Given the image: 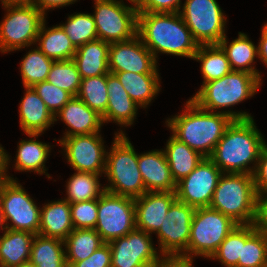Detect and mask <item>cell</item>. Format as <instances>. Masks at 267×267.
Wrapping results in <instances>:
<instances>
[{"label": "cell", "instance_id": "1", "mask_svg": "<svg viewBox=\"0 0 267 267\" xmlns=\"http://www.w3.org/2000/svg\"><path fill=\"white\" fill-rule=\"evenodd\" d=\"M251 118L247 112L208 111L189 99L183 113L168 119L166 123L177 139L203 157H210L233 120Z\"/></svg>", "mask_w": 267, "mask_h": 267}, {"label": "cell", "instance_id": "2", "mask_svg": "<svg viewBox=\"0 0 267 267\" xmlns=\"http://www.w3.org/2000/svg\"><path fill=\"white\" fill-rule=\"evenodd\" d=\"M265 145L253 118L233 120L209 158L223 173L253 175ZM249 163H253L254 168L247 167Z\"/></svg>", "mask_w": 267, "mask_h": 267}, {"label": "cell", "instance_id": "3", "mask_svg": "<svg viewBox=\"0 0 267 267\" xmlns=\"http://www.w3.org/2000/svg\"><path fill=\"white\" fill-rule=\"evenodd\" d=\"M137 35L155 59L159 52L193 59L199 44L180 13H138Z\"/></svg>", "mask_w": 267, "mask_h": 267}, {"label": "cell", "instance_id": "4", "mask_svg": "<svg viewBox=\"0 0 267 267\" xmlns=\"http://www.w3.org/2000/svg\"><path fill=\"white\" fill-rule=\"evenodd\" d=\"M256 204L257 191L252 174L223 173L209 207L237 224H254Z\"/></svg>", "mask_w": 267, "mask_h": 267}, {"label": "cell", "instance_id": "5", "mask_svg": "<svg viewBox=\"0 0 267 267\" xmlns=\"http://www.w3.org/2000/svg\"><path fill=\"white\" fill-rule=\"evenodd\" d=\"M120 131L115 134L110 152L106 155L104 175L110 184L104 188L107 192L135 199L146 190L138 167V154L128 137Z\"/></svg>", "mask_w": 267, "mask_h": 267}, {"label": "cell", "instance_id": "6", "mask_svg": "<svg viewBox=\"0 0 267 267\" xmlns=\"http://www.w3.org/2000/svg\"><path fill=\"white\" fill-rule=\"evenodd\" d=\"M261 84V80L253 74L231 71L219 79L203 83L190 99L199 107L216 112L213 110L228 108L252 97Z\"/></svg>", "mask_w": 267, "mask_h": 267}, {"label": "cell", "instance_id": "7", "mask_svg": "<svg viewBox=\"0 0 267 267\" xmlns=\"http://www.w3.org/2000/svg\"><path fill=\"white\" fill-rule=\"evenodd\" d=\"M238 224L210 207L195 209L185 258L202 255L211 258L220 244Z\"/></svg>", "mask_w": 267, "mask_h": 267}, {"label": "cell", "instance_id": "8", "mask_svg": "<svg viewBox=\"0 0 267 267\" xmlns=\"http://www.w3.org/2000/svg\"><path fill=\"white\" fill-rule=\"evenodd\" d=\"M40 211V207L36 206L16 179H7L0 185V228L2 231L6 228L38 234ZM8 220L12 223L9 224Z\"/></svg>", "mask_w": 267, "mask_h": 267}, {"label": "cell", "instance_id": "9", "mask_svg": "<svg viewBox=\"0 0 267 267\" xmlns=\"http://www.w3.org/2000/svg\"><path fill=\"white\" fill-rule=\"evenodd\" d=\"M3 8L7 14L0 24V51L6 53L36 44L45 15L35 6Z\"/></svg>", "mask_w": 267, "mask_h": 267}, {"label": "cell", "instance_id": "10", "mask_svg": "<svg viewBox=\"0 0 267 267\" xmlns=\"http://www.w3.org/2000/svg\"><path fill=\"white\" fill-rule=\"evenodd\" d=\"M118 0H95L93 14L98 39L113 43L126 41L137 35L138 9Z\"/></svg>", "mask_w": 267, "mask_h": 267}, {"label": "cell", "instance_id": "11", "mask_svg": "<svg viewBox=\"0 0 267 267\" xmlns=\"http://www.w3.org/2000/svg\"><path fill=\"white\" fill-rule=\"evenodd\" d=\"M94 229L104 243L126 236L135 230L134 198L105 191L98 198V217Z\"/></svg>", "mask_w": 267, "mask_h": 267}, {"label": "cell", "instance_id": "12", "mask_svg": "<svg viewBox=\"0 0 267 267\" xmlns=\"http://www.w3.org/2000/svg\"><path fill=\"white\" fill-rule=\"evenodd\" d=\"M180 15L199 45L218 44L225 35L226 18L216 0H186Z\"/></svg>", "mask_w": 267, "mask_h": 267}, {"label": "cell", "instance_id": "13", "mask_svg": "<svg viewBox=\"0 0 267 267\" xmlns=\"http://www.w3.org/2000/svg\"><path fill=\"white\" fill-rule=\"evenodd\" d=\"M223 172L209 157L185 178L176 183V199L197 209L209 207Z\"/></svg>", "mask_w": 267, "mask_h": 267}, {"label": "cell", "instance_id": "14", "mask_svg": "<svg viewBox=\"0 0 267 267\" xmlns=\"http://www.w3.org/2000/svg\"><path fill=\"white\" fill-rule=\"evenodd\" d=\"M111 267H155L161 259L149 233L135 229L108 243Z\"/></svg>", "mask_w": 267, "mask_h": 267}, {"label": "cell", "instance_id": "15", "mask_svg": "<svg viewBox=\"0 0 267 267\" xmlns=\"http://www.w3.org/2000/svg\"><path fill=\"white\" fill-rule=\"evenodd\" d=\"M195 208L176 199L156 232L161 256H181L188 248Z\"/></svg>", "mask_w": 267, "mask_h": 267}, {"label": "cell", "instance_id": "16", "mask_svg": "<svg viewBox=\"0 0 267 267\" xmlns=\"http://www.w3.org/2000/svg\"><path fill=\"white\" fill-rule=\"evenodd\" d=\"M58 143L65 150L69 164L77 172H91L98 175L105 172L107 152L99 132L62 137Z\"/></svg>", "mask_w": 267, "mask_h": 267}, {"label": "cell", "instance_id": "17", "mask_svg": "<svg viewBox=\"0 0 267 267\" xmlns=\"http://www.w3.org/2000/svg\"><path fill=\"white\" fill-rule=\"evenodd\" d=\"M110 72L158 73L157 59L138 35L109 45Z\"/></svg>", "mask_w": 267, "mask_h": 267}, {"label": "cell", "instance_id": "18", "mask_svg": "<svg viewBox=\"0 0 267 267\" xmlns=\"http://www.w3.org/2000/svg\"><path fill=\"white\" fill-rule=\"evenodd\" d=\"M175 200V192H145L135 198L136 229L156 233Z\"/></svg>", "mask_w": 267, "mask_h": 267}, {"label": "cell", "instance_id": "19", "mask_svg": "<svg viewBox=\"0 0 267 267\" xmlns=\"http://www.w3.org/2000/svg\"><path fill=\"white\" fill-rule=\"evenodd\" d=\"M138 167L146 192H175L176 182L163 150L138 155Z\"/></svg>", "mask_w": 267, "mask_h": 267}, {"label": "cell", "instance_id": "20", "mask_svg": "<svg viewBox=\"0 0 267 267\" xmlns=\"http://www.w3.org/2000/svg\"><path fill=\"white\" fill-rule=\"evenodd\" d=\"M60 118L70 128L64 137L87 135L100 132L102 116L92 110L78 97H72L63 108L54 115V121Z\"/></svg>", "mask_w": 267, "mask_h": 267}, {"label": "cell", "instance_id": "21", "mask_svg": "<svg viewBox=\"0 0 267 267\" xmlns=\"http://www.w3.org/2000/svg\"><path fill=\"white\" fill-rule=\"evenodd\" d=\"M108 104L102 116L103 123L113 121L119 125H132L139 105L134 102L115 74L106 75Z\"/></svg>", "mask_w": 267, "mask_h": 267}, {"label": "cell", "instance_id": "22", "mask_svg": "<svg viewBox=\"0 0 267 267\" xmlns=\"http://www.w3.org/2000/svg\"><path fill=\"white\" fill-rule=\"evenodd\" d=\"M24 88L26 93L19 106L20 126L25 134L35 138L54 124V115L33 87Z\"/></svg>", "mask_w": 267, "mask_h": 267}, {"label": "cell", "instance_id": "23", "mask_svg": "<svg viewBox=\"0 0 267 267\" xmlns=\"http://www.w3.org/2000/svg\"><path fill=\"white\" fill-rule=\"evenodd\" d=\"M73 230L70 203L67 200L51 201L41 208L38 234L64 240Z\"/></svg>", "mask_w": 267, "mask_h": 267}, {"label": "cell", "instance_id": "24", "mask_svg": "<svg viewBox=\"0 0 267 267\" xmlns=\"http://www.w3.org/2000/svg\"><path fill=\"white\" fill-rule=\"evenodd\" d=\"M109 45L110 43L97 39L77 48L73 60L82 79L110 73Z\"/></svg>", "mask_w": 267, "mask_h": 267}, {"label": "cell", "instance_id": "25", "mask_svg": "<svg viewBox=\"0 0 267 267\" xmlns=\"http://www.w3.org/2000/svg\"><path fill=\"white\" fill-rule=\"evenodd\" d=\"M0 236V267H17L30 260L34 234L4 228Z\"/></svg>", "mask_w": 267, "mask_h": 267}, {"label": "cell", "instance_id": "26", "mask_svg": "<svg viewBox=\"0 0 267 267\" xmlns=\"http://www.w3.org/2000/svg\"><path fill=\"white\" fill-rule=\"evenodd\" d=\"M115 74L131 99L147 107L160 91L159 73L110 72Z\"/></svg>", "mask_w": 267, "mask_h": 267}, {"label": "cell", "instance_id": "27", "mask_svg": "<svg viewBox=\"0 0 267 267\" xmlns=\"http://www.w3.org/2000/svg\"><path fill=\"white\" fill-rule=\"evenodd\" d=\"M225 36L218 45L225 52L232 71H244L257 76L261 80L259 71L251 65L258 56V46H255L245 33L239 32L238 38L230 42Z\"/></svg>", "mask_w": 267, "mask_h": 267}, {"label": "cell", "instance_id": "28", "mask_svg": "<svg viewBox=\"0 0 267 267\" xmlns=\"http://www.w3.org/2000/svg\"><path fill=\"white\" fill-rule=\"evenodd\" d=\"M169 164L171 175L177 183L187 177L204 157L191 149L187 144L177 139L173 134L163 150Z\"/></svg>", "mask_w": 267, "mask_h": 267}, {"label": "cell", "instance_id": "29", "mask_svg": "<svg viewBox=\"0 0 267 267\" xmlns=\"http://www.w3.org/2000/svg\"><path fill=\"white\" fill-rule=\"evenodd\" d=\"M44 20L40 26L36 42L37 48L54 61L73 59L77 48L60 25L46 28Z\"/></svg>", "mask_w": 267, "mask_h": 267}, {"label": "cell", "instance_id": "30", "mask_svg": "<svg viewBox=\"0 0 267 267\" xmlns=\"http://www.w3.org/2000/svg\"><path fill=\"white\" fill-rule=\"evenodd\" d=\"M62 246H65L62 239L36 234L29 261L37 267H68Z\"/></svg>", "mask_w": 267, "mask_h": 267}, {"label": "cell", "instance_id": "31", "mask_svg": "<svg viewBox=\"0 0 267 267\" xmlns=\"http://www.w3.org/2000/svg\"><path fill=\"white\" fill-rule=\"evenodd\" d=\"M103 244L95 229H74L64 239L66 263L85 260Z\"/></svg>", "mask_w": 267, "mask_h": 267}, {"label": "cell", "instance_id": "32", "mask_svg": "<svg viewBox=\"0 0 267 267\" xmlns=\"http://www.w3.org/2000/svg\"><path fill=\"white\" fill-rule=\"evenodd\" d=\"M193 59L202 63L203 83L219 79L232 71L225 52L218 44L199 45Z\"/></svg>", "mask_w": 267, "mask_h": 267}, {"label": "cell", "instance_id": "33", "mask_svg": "<svg viewBox=\"0 0 267 267\" xmlns=\"http://www.w3.org/2000/svg\"><path fill=\"white\" fill-rule=\"evenodd\" d=\"M256 230L257 228L254 224H238L210 259H218L226 267H238L242 245Z\"/></svg>", "mask_w": 267, "mask_h": 267}, {"label": "cell", "instance_id": "34", "mask_svg": "<svg viewBox=\"0 0 267 267\" xmlns=\"http://www.w3.org/2000/svg\"><path fill=\"white\" fill-rule=\"evenodd\" d=\"M50 145L36 141L34 138L30 140H21L18 145L15 169L18 171H35L34 173H46L45 162L50 152Z\"/></svg>", "mask_w": 267, "mask_h": 267}, {"label": "cell", "instance_id": "35", "mask_svg": "<svg viewBox=\"0 0 267 267\" xmlns=\"http://www.w3.org/2000/svg\"><path fill=\"white\" fill-rule=\"evenodd\" d=\"M99 176L102 175L76 171L67 183L66 191L68 196L65 200L72 204L98 199L105 192L104 187L100 188Z\"/></svg>", "mask_w": 267, "mask_h": 267}, {"label": "cell", "instance_id": "36", "mask_svg": "<svg viewBox=\"0 0 267 267\" xmlns=\"http://www.w3.org/2000/svg\"><path fill=\"white\" fill-rule=\"evenodd\" d=\"M76 97L103 116L108 104L106 75L82 79Z\"/></svg>", "mask_w": 267, "mask_h": 267}, {"label": "cell", "instance_id": "37", "mask_svg": "<svg viewBox=\"0 0 267 267\" xmlns=\"http://www.w3.org/2000/svg\"><path fill=\"white\" fill-rule=\"evenodd\" d=\"M53 62L38 48L29 51L20 64L24 87H33L36 83L47 81Z\"/></svg>", "mask_w": 267, "mask_h": 267}, {"label": "cell", "instance_id": "38", "mask_svg": "<svg viewBox=\"0 0 267 267\" xmlns=\"http://www.w3.org/2000/svg\"><path fill=\"white\" fill-rule=\"evenodd\" d=\"M76 48L98 39L93 15L77 13L68 17L67 23L60 24Z\"/></svg>", "mask_w": 267, "mask_h": 267}, {"label": "cell", "instance_id": "39", "mask_svg": "<svg viewBox=\"0 0 267 267\" xmlns=\"http://www.w3.org/2000/svg\"><path fill=\"white\" fill-rule=\"evenodd\" d=\"M81 76L73 59L54 61L48 73L47 81L76 97Z\"/></svg>", "mask_w": 267, "mask_h": 267}, {"label": "cell", "instance_id": "40", "mask_svg": "<svg viewBox=\"0 0 267 267\" xmlns=\"http://www.w3.org/2000/svg\"><path fill=\"white\" fill-rule=\"evenodd\" d=\"M238 267H267V234L257 229L245 241Z\"/></svg>", "mask_w": 267, "mask_h": 267}, {"label": "cell", "instance_id": "41", "mask_svg": "<svg viewBox=\"0 0 267 267\" xmlns=\"http://www.w3.org/2000/svg\"><path fill=\"white\" fill-rule=\"evenodd\" d=\"M33 88L53 115L57 114L73 97L69 92L62 90L48 81L36 83Z\"/></svg>", "mask_w": 267, "mask_h": 267}, {"label": "cell", "instance_id": "42", "mask_svg": "<svg viewBox=\"0 0 267 267\" xmlns=\"http://www.w3.org/2000/svg\"><path fill=\"white\" fill-rule=\"evenodd\" d=\"M74 229H94L98 217V199L70 204Z\"/></svg>", "mask_w": 267, "mask_h": 267}, {"label": "cell", "instance_id": "43", "mask_svg": "<svg viewBox=\"0 0 267 267\" xmlns=\"http://www.w3.org/2000/svg\"><path fill=\"white\" fill-rule=\"evenodd\" d=\"M68 267H111V249L108 243H104L88 258L75 263H67Z\"/></svg>", "mask_w": 267, "mask_h": 267}, {"label": "cell", "instance_id": "44", "mask_svg": "<svg viewBox=\"0 0 267 267\" xmlns=\"http://www.w3.org/2000/svg\"><path fill=\"white\" fill-rule=\"evenodd\" d=\"M181 0H144L138 7V13H178Z\"/></svg>", "mask_w": 267, "mask_h": 267}, {"label": "cell", "instance_id": "45", "mask_svg": "<svg viewBox=\"0 0 267 267\" xmlns=\"http://www.w3.org/2000/svg\"><path fill=\"white\" fill-rule=\"evenodd\" d=\"M253 176L257 193L267 192V144L261 150Z\"/></svg>", "mask_w": 267, "mask_h": 267}, {"label": "cell", "instance_id": "46", "mask_svg": "<svg viewBox=\"0 0 267 267\" xmlns=\"http://www.w3.org/2000/svg\"><path fill=\"white\" fill-rule=\"evenodd\" d=\"M254 225L258 230L267 234V192L257 193Z\"/></svg>", "mask_w": 267, "mask_h": 267}, {"label": "cell", "instance_id": "47", "mask_svg": "<svg viewBox=\"0 0 267 267\" xmlns=\"http://www.w3.org/2000/svg\"><path fill=\"white\" fill-rule=\"evenodd\" d=\"M192 258L182 256H163L155 267H193Z\"/></svg>", "mask_w": 267, "mask_h": 267}, {"label": "cell", "instance_id": "48", "mask_svg": "<svg viewBox=\"0 0 267 267\" xmlns=\"http://www.w3.org/2000/svg\"><path fill=\"white\" fill-rule=\"evenodd\" d=\"M75 1L77 0H35V7L38 8L44 15H46V10L73 4Z\"/></svg>", "mask_w": 267, "mask_h": 267}, {"label": "cell", "instance_id": "49", "mask_svg": "<svg viewBox=\"0 0 267 267\" xmlns=\"http://www.w3.org/2000/svg\"><path fill=\"white\" fill-rule=\"evenodd\" d=\"M10 156L4 150V148L0 145V185L4 183L7 179H13L7 175L8 164L10 163Z\"/></svg>", "mask_w": 267, "mask_h": 267}, {"label": "cell", "instance_id": "50", "mask_svg": "<svg viewBox=\"0 0 267 267\" xmlns=\"http://www.w3.org/2000/svg\"><path fill=\"white\" fill-rule=\"evenodd\" d=\"M258 58L267 66V23L261 30L260 42L258 45Z\"/></svg>", "mask_w": 267, "mask_h": 267}, {"label": "cell", "instance_id": "51", "mask_svg": "<svg viewBox=\"0 0 267 267\" xmlns=\"http://www.w3.org/2000/svg\"><path fill=\"white\" fill-rule=\"evenodd\" d=\"M2 6H35V0H1Z\"/></svg>", "mask_w": 267, "mask_h": 267}, {"label": "cell", "instance_id": "52", "mask_svg": "<svg viewBox=\"0 0 267 267\" xmlns=\"http://www.w3.org/2000/svg\"><path fill=\"white\" fill-rule=\"evenodd\" d=\"M17 267H37L36 265L32 264L30 261L25 262L24 264H21L20 266Z\"/></svg>", "mask_w": 267, "mask_h": 267}, {"label": "cell", "instance_id": "53", "mask_svg": "<svg viewBox=\"0 0 267 267\" xmlns=\"http://www.w3.org/2000/svg\"><path fill=\"white\" fill-rule=\"evenodd\" d=\"M128 1L132 3L131 5L134 4V6L138 7L144 0H128Z\"/></svg>", "mask_w": 267, "mask_h": 267}]
</instances>
